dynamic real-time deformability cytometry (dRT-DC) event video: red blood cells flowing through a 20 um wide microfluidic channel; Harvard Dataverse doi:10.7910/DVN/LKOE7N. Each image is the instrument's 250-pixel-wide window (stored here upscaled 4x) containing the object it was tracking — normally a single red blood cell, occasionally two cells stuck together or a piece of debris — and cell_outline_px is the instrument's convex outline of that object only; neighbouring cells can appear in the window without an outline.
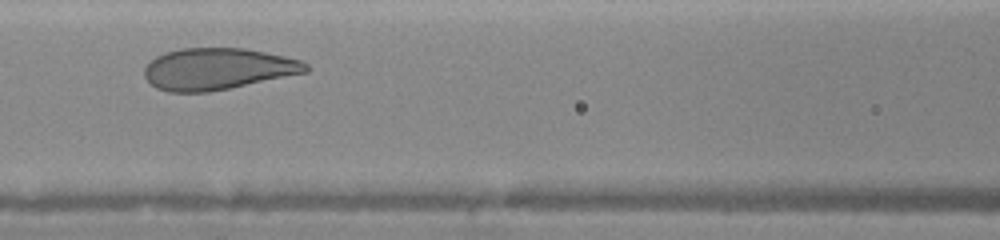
{"species": "human", "species_latin": "Homo sapiens", "temperature_condition": "warm", "stored_images_in_passage": 5, "camera_frame_rate_fps": 3000, "um_per_image_px": 0.085, "donor": {"sex": "female"}, "frame": {"image": 1, "passage_image": 4, "time_ms": 2.333, "image_size_px": [1000, 240], "cell_outline_px": [[308, 72], [208, 92], [168, 92], [156, 88], [144, 76], [144, 68], [156, 56], [164, 52], [180, 48], [244, 48], [284, 56], [300, 60], [308, 64]], "centroid_in_image_um": [18.48, 5.85], "position_along_channel_um": 148.1, "area_um2": 38.96}}